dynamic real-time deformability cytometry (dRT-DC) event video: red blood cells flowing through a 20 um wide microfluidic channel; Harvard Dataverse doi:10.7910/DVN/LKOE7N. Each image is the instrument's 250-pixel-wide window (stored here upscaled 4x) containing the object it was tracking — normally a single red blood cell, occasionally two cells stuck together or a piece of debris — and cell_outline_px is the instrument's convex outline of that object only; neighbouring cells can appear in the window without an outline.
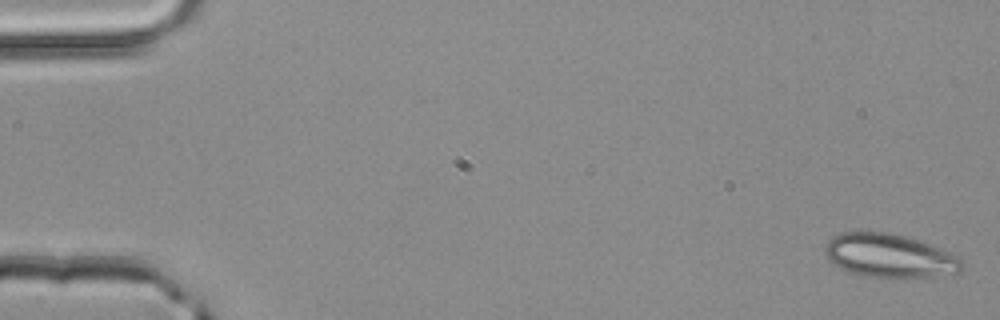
{"species": "common noctule bat (a hibernating species)", "species_latin": "Nyctalus noctula", "temperature_condition": "room temperature", "stored_images_in_passage": 3, "camera_frame_rate_fps": 3000, "um_per_image_px": 0.085, "animal": {"sex": "male", "body_mass_g": 20.4}, "frame": {"image": 1, "passage_image": 1, "time_ms": 0.0, "image_size_px": [1000, 320], "cell_outline_px": [[964, 264], [960, 272], [936, 276], [904, 280], [888, 280], [860, 276], [844, 272], [832, 264], [824, 252], [824, 244], [832, 236], [840, 232], [888, 232], [904, 236], [940, 248], [956, 256]], "centroid_in_image_um": [75.54, 21.8], "position_along_channel_um": 9.5, "area_um2": 35.95}}